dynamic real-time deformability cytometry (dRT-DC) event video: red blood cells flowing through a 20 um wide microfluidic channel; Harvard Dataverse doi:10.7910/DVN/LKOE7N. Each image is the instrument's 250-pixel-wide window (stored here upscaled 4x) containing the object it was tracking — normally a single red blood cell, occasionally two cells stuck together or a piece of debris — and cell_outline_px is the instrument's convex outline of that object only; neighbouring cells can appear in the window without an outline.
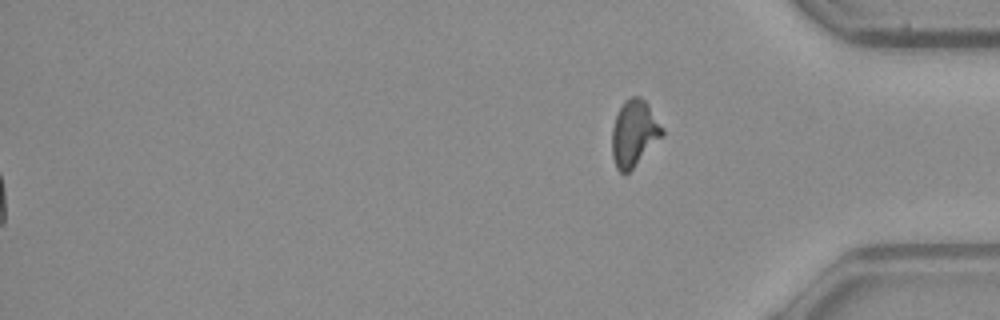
{"species": "common noctule bat (a hibernating species)", "species_latin": "Nyctalus noctula", "temperature_condition": "warm", "stored_images_in_passage": 55, "segment_of_instrument_passage": [2, 2], "camera_frame_rate_fps": 3000, "um_per_image_px": 0.085, "animal": {"sex": "male", "body_mass_g": 23.1, "forearm_length_mm": 52.7}, "frame": {"image": 1, "passage_image": 55, "time_ms": 18.0, "image_size_px": [1000, 320], "cell_outline_px": [[664, 136], [628, 172], [620, 172], [616, 168], [612, 156], [612, 128], [616, 116], [624, 100], [632, 96], [640, 96], [648, 104], [664, 128]], "centroid_in_image_um": [53.92, 11.31], "position_along_channel_um": 381.3, "area_um2": 19.42}}